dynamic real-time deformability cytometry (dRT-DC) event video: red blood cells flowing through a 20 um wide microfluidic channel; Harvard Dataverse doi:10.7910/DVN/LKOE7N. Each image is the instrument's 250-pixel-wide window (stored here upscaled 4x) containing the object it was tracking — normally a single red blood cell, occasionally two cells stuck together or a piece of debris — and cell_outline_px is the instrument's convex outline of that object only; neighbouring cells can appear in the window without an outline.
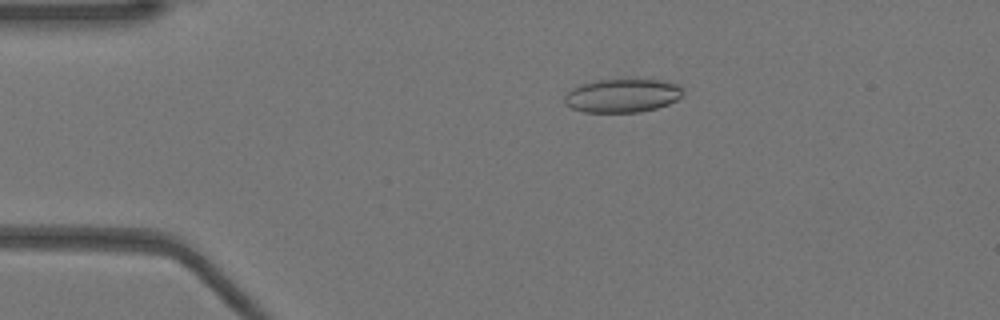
{"species": "Egyptian fruit bat (a non-hibernating species)", "species_latin": "Rousettus aegyptiacus", "temperature_condition": "warm", "stored_images_in_passage": 47, "camera_frame_rate_fps": 3000, "um_per_image_px": 0.085, "animal": {"sex": "female"}, "frame": {"image": 1, "passage_image": 10, "time_ms": 3.0, "image_size_px": [1000, 320], "cell_outline_px": [[684, 92], [676, 100], [668, 104], [656, 108], [640, 112], [584, 112], [572, 108], [564, 104], [564, 96], [572, 88], [580, 84], [596, 80], [628, 76], [660, 80], [680, 84], [684, 88]], "centroid_in_image_um": [52.92, 8.07], "position_along_channel_um": 32.1, "area_um2": 24.16}}
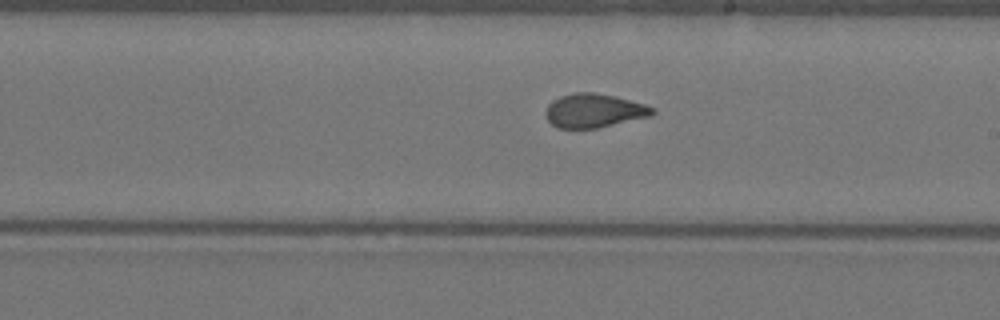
{"frame": {"image": 2, "passage_image": 29, "time_ms": 9.333, "image_size_px": [1000, 320], "cell_outline_px": [[656, 112], [652, 116], [596, 128], [556, 128], [544, 116], [544, 112], [548, 104], [552, 100], [560, 96], [576, 92], [592, 92], [616, 96], [644, 104], [656, 108]], "centroid_in_image_um": [50.48, 9.4], "position_along_channel_um": 238.5, "area_um2": 21.27}}
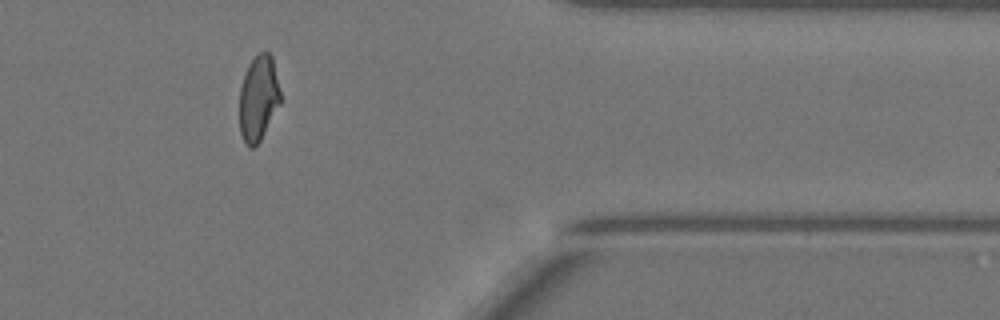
{"frame": {"image": 3, "passage_image": 42, "time_ms": 13.667, "image_size_px": [1000, 320], "cell_outline_px": [[280, 104], [260, 140], [252, 148], [248, 148], [240, 132], [240, 88], [244, 72], [248, 64], [260, 52], [268, 52], [272, 56], [280, 92]], "centroid_in_image_um": [21.95, 8.34], "position_along_channel_um": 389.4, "area_um2": 20.17}}